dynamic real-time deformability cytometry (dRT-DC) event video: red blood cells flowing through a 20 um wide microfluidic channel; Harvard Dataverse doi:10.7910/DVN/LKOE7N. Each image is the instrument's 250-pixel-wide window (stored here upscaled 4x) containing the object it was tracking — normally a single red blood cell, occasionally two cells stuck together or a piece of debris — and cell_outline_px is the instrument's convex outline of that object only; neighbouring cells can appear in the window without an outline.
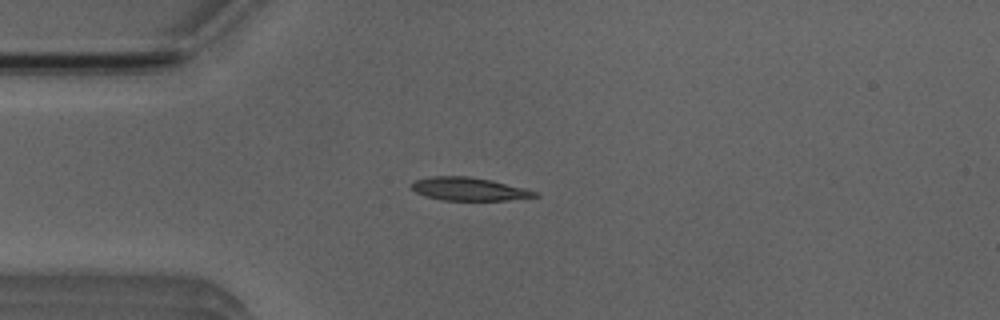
{"species": "Egyptian fruit bat (a non-hibernating species)", "species_latin": "Rousettus aegyptiacus", "temperature_condition": "room temperature", "stored_images_in_passage": 3, "camera_frame_rate_fps": 3000, "um_per_image_px": 0.085, "animal": {"sex": "male"}, "frame": {"image": 1, "passage_image": 3, "time_ms": 3.333, "image_size_px": [1000, 320], "cell_outline_px": [[540, 196], [504, 200], [440, 200], [424, 196], [416, 192], [408, 184], [416, 180], [432, 176], [468, 176], [492, 180], [524, 188], [536, 192]], "centroid_in_image_um": [39.8, 16.06], "position_along_channel_um": 45.2, "area_um2": 16.59}}